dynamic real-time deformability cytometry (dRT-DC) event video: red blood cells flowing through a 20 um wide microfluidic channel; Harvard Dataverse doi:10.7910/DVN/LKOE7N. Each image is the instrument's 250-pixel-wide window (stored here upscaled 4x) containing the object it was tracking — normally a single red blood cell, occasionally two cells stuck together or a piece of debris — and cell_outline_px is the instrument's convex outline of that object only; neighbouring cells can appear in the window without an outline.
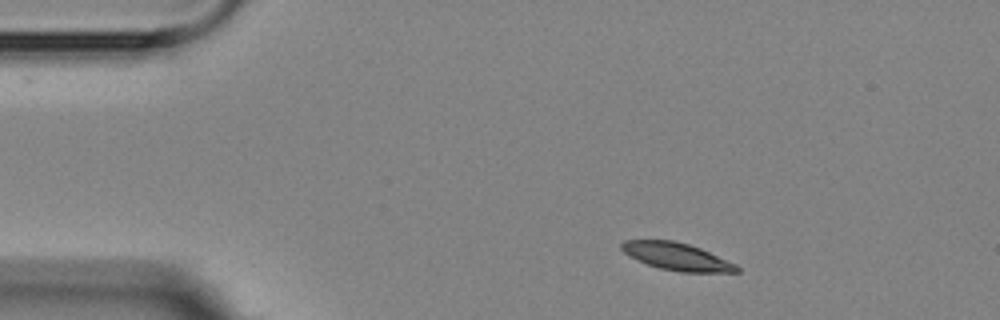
{"species": "Egyptian fruit bat (a non-hibernating species)", "species_latin": "Rousettus aegyptiacus", "temperature_condition": "room temperature", "stored_images_in_passage": 4, "camera_frame_rate_fps": 3000, "um_per_image_px": 0.085, "animal": {"sex": "female"}, "frame": {"image": 1, "passage_image": 1, "time_ms": 0.0, "image_size_px": [1000, 320], "cell_outline_px": [[740, 272], [680, 272], [660, 268], [636, 260], [628, 256], [620, 248], [620, 244], [624, 240], [672, 240], [688, 244], [700, 248], [736, 264], [740, 268]], "centroid_in_image_um": [57.5, 21.8], "position_along_channel_um": 27.5, "area_um2": 18.38}}
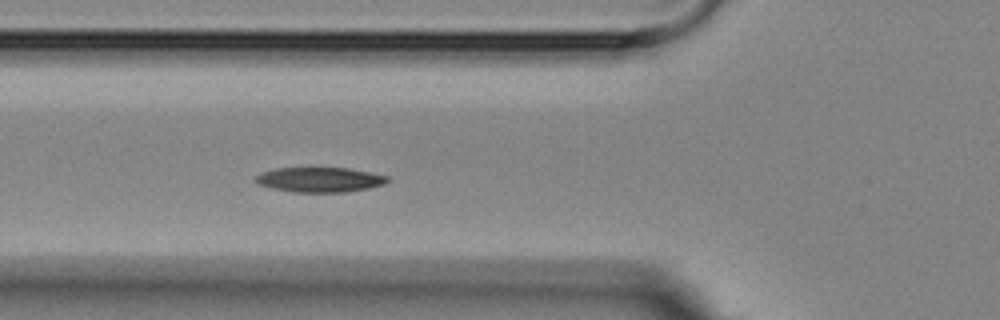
{"frame": {"image": 2, "passage_image": 4, "time_ms": 3.667, "image_size_px": [1000, 320], "cell_outline_px": [[392, 180], [384, 184], [368, 188], [348, 192], [292, 192], [272, 188], [256, 184], [252, 180], [260, 172], [276, 168], [348, 168], [388, 176]], "centroid_in_image_um": [27.14, 15.27], "position_along_channel_um": 98.7, "area_um2": 19.31}}